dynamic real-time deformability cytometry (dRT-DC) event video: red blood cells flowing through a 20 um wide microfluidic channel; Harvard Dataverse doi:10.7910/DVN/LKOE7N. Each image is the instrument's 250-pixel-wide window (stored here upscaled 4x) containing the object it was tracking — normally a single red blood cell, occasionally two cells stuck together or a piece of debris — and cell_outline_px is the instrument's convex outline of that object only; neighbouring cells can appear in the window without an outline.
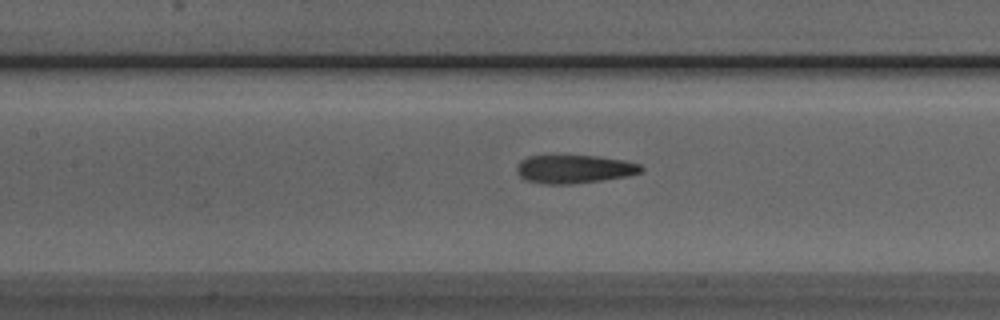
{"species": "Egyptian fruit bat (a non-hibernating species)", "species_latin": "Rousettus aegyptiacus", "temperature_condition": "room temperature", "stored_images_in_passage": 32, "camera_frame_rate_fps": 3000, "um_per_image_px": 0.085, "animal": {"sex": "male"}, "frame": {"image": 1, "passage_image": 8, "time_ms": 2.333, "image_size_px": [1000, 320], "cell_outline_px": [[644, 168], [640, 172], [628, 176], [572, 184], [544, 184], [524, 180], [516, 172], [516, 168], [520, 160], [528, 156], [600, 156], [624, 160], [640, 164]], "centroid_in_image_um": [48.79, 14.37], "position_along_channel_um": 158.6, "area_um2": 20.58}}
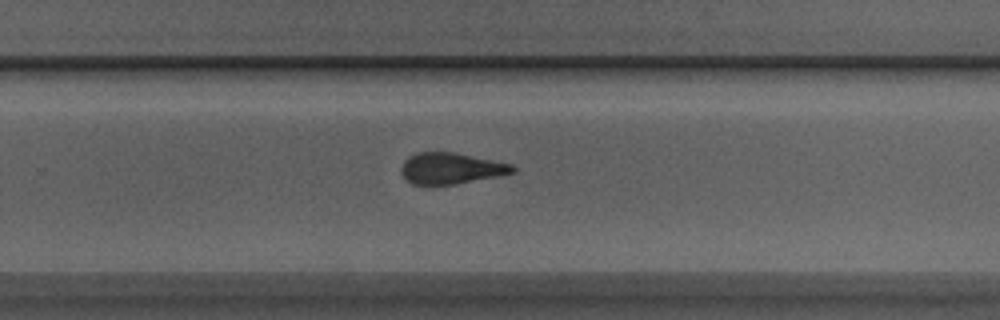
{"frame": {"image": 2, "passage_image": 18, "time_ms": 5.667, "image_size_px": [1000, 320], "cell_outline_px": [[516, 172], [500, 176], [456, 184], [412, 184], [404, 180], [400, 172], [400, 168], [404, 160], [408, 156], [416, 152], [456, 152], [512, 164], [516, 168]], "centroid_in_image_um": [38.32, 14.31], "position_along_channel_um": 291.5, "area_um2": 20.58}}
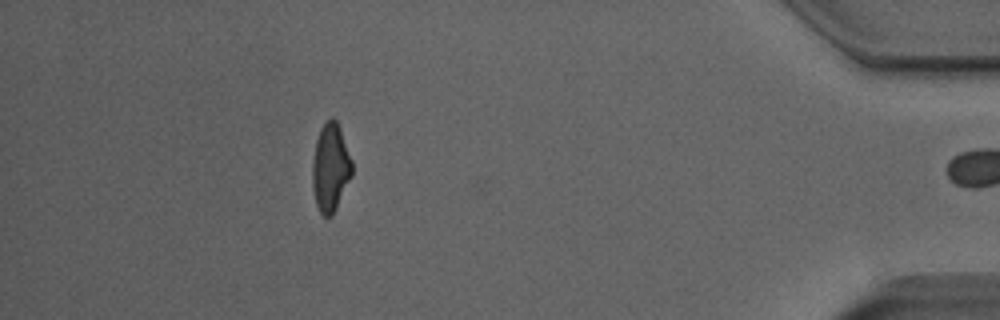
{"frame": {"image": 3, "passage_image": 31, "time_ms": 10.0, "image_size_px": [1000, 320], "cell_outline_px": [[352, 176], [332, 216], [324, 216], [320, 212], [316, 204], [312, 184], [312, 160], [316, 140], [320, 128], [332, 116], [336, 120], [340, 128], [352, 160]], "centroid_in_image_um": [28.09, 14.24], "position_along_channel_um": 407.1, "area_um2": 20.35}, "authors_computed_cell_mechanics": {"area_um2": 21.2415, "velocity_mm_per_s": 4.0025, "shape_relaxation_time_tau1_ms": null, "shape_relaxation_time_tau2_ms": 1.9651, "deformation_change_tau1": null, "deformation_change_tau2": 0.1035}}